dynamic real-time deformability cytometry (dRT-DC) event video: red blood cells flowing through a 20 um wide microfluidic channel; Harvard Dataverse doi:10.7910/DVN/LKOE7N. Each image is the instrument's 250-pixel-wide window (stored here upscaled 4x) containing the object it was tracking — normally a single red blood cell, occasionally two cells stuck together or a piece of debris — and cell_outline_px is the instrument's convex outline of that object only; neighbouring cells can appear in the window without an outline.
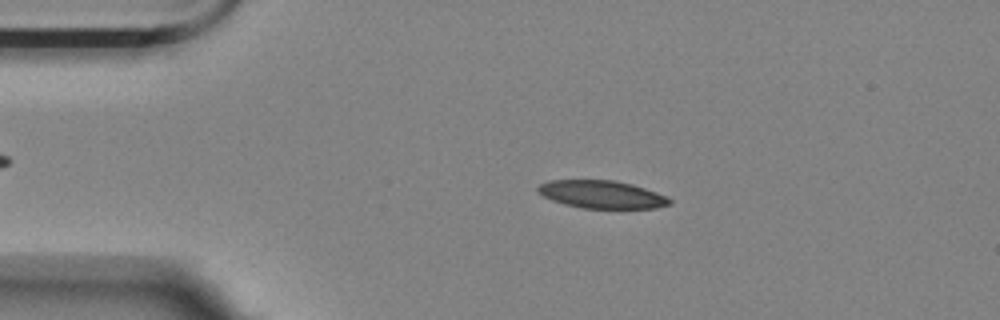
{"species": "Egyptian fruit bat (a non-hibernating species)", "species_latin": "Rousettus aegyptiacus", "temperature_condition": "room temperature", "stored_images_in_passage": 7, "camera_frame_rate_fps": 3000, "um_per_image_px": 0.085, "animal": {"sex": "female"}, "frame": {"image": 1, "passage_image": 3, "time_ms": 0.667, "image_size_px": [1000, 320], "cell_outline_px": [[672, 200], [668, 204], [656, 208], [584, 208], [564, 204], [552, 200], [536, 192], [536, 188], [540, 184], [548, 180], [612, 180], [632, 184], [656, 192]], "centroid_in_image_um": [51.09, 16.52], "position_along_channel_um": 33.9, "area_um2": 21.15}}